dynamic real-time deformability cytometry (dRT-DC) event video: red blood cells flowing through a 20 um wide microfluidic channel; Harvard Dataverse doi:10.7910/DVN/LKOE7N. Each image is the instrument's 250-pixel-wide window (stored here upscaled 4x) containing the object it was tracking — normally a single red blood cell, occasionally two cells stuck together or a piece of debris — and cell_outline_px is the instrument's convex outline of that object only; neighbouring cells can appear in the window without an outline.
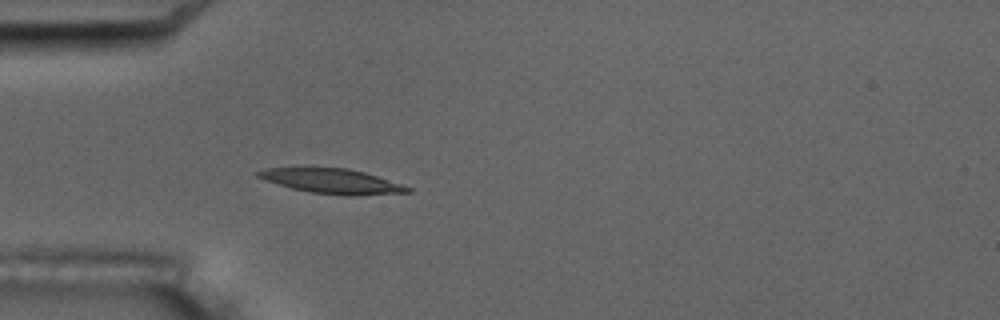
{"species": "common noctule bat (a hibernating species)", "species_latin": "Nyctalus noctula", "temperature_condition": "room temperature", "stored_images_in_passage": 4, "camera_frame_rate_fps": 3000, "um_per_image_px": 0.085, "animal": {"sex": "male", "body_mass_g": 17.5, "forearm_length_mm": 52.3}, "frame": {"image": 1, "passage_image": 4, "time_ms": 4.333, "image_size_px": [1000, 320], "cell_outline_px": [[412, 192], [352, 196], [344, 196], [308, 192], [276, 184], [256, 176], [252, 172], [264, 168], [348, 168], [364, 172], [412, 188]], "centroid_in_image_um": [28.18, 15.41], "position_along_channel_um": 56.8, "area_um2": 21.62}}